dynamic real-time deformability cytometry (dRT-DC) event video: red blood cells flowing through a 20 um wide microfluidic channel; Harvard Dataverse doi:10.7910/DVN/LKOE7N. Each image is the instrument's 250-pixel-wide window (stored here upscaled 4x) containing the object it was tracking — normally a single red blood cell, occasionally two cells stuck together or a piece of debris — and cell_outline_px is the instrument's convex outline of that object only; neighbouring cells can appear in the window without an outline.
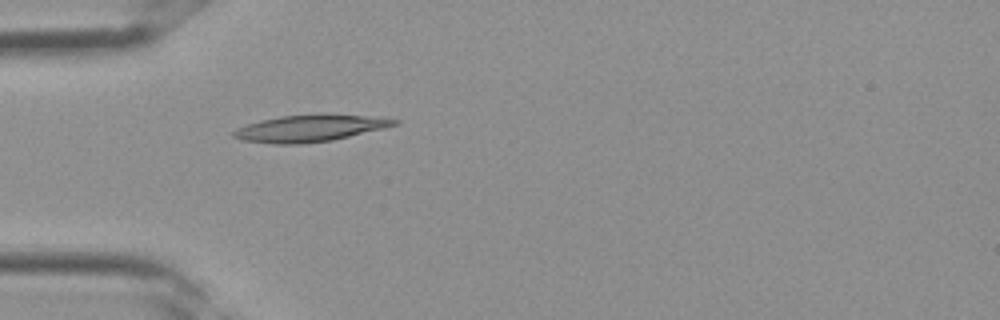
{"species": "Egyptian fruit bat (a non-hibernating species)", "species_latin": "Rousettus aegyptiacus", "temperature_condition": "room temperature", "stored_images_in_passage": 3, "camera_frame_rate_fps": 3000, "um_per_image_px": 0.085, "frame": {"image": 1, "passage_image": 3, "time_ms": 0.667, "image_size_px": [1000, 320], "cell_outline_px": [[400, 120], [396, 124], [384, 128], [332, 140], [300, 144], [272, 144], [244, 140], [232, 136], [232, 132], [236, 128], [260, 120], [280, 116], [384, 116]], "centroid_in_image_um": [26.32, 10.93], "position_along_channel_um": 58.7, "area_um2": 24.33}}